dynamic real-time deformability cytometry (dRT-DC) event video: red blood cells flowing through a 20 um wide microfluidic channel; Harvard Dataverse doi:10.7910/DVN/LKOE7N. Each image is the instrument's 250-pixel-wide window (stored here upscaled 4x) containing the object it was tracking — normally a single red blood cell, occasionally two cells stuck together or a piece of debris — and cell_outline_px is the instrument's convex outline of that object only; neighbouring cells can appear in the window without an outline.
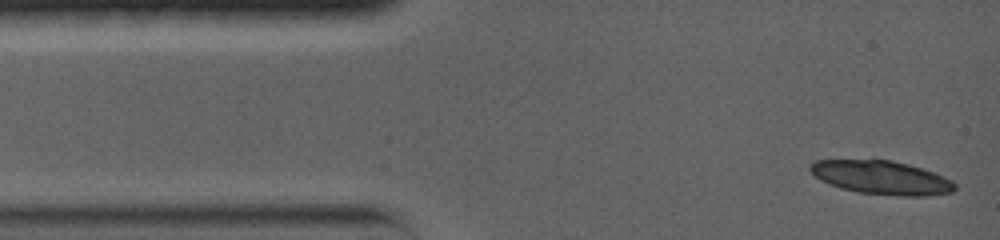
{"species": "common noctule bat (a hibernating species)", "species_latin": "Nyctalus noctula", "temperature_condition": "warm", "stored_images_in_passage": 3, "camera_frame_rate_fps": 5000, "um_per_image_px": 0.085, "animal": {"sex": "female", "body_mass_g": 19.0, "forearm_length_mm": 56.7}, "frame": {"image": 1, "passage_image": 1, "time_ms": 0.0, "image_size_px": [1000, 240], "cell_outline_px": [[956, 188], [952, 192], [928, 196], [900, 196], [856, 192], [840, 188], [828, 184], [820, 180], [808, 168], [816, 160], [892, 160], [908, 164], [944, 176], [952, 180], [956, 184]], "centroid_in_image_um": [74.94, 15.1], "position_along_channel_um": 10.1, "area_um2": 28.32}}